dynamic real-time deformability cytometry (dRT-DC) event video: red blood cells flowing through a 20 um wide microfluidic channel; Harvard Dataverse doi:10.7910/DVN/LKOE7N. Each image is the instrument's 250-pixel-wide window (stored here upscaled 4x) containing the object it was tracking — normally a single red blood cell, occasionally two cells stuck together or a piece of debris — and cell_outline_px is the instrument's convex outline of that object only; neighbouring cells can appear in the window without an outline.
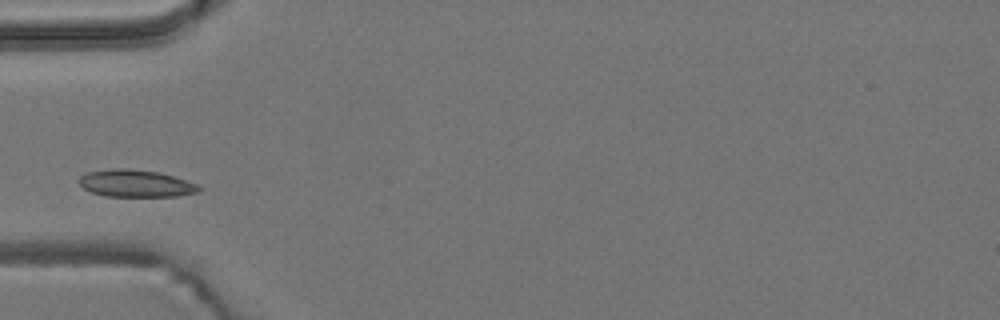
{"species": "common noctule bat (a hibernating species)", "species_latin": "Nyctalus noctula", "temperature_condition": "room temperature", "stored_images_in_passage": 2, "camera_frame_rate_fps": 3000, "um_per_image_px": 0.085, "animal": {"sex": "male", "body_mass_g": 19.2, "forearm_length_mm": 51.8}, "frame": {"image": 1, "passage_image": 1, "time_ms": 0.0, "image_size_px": [1000, 320], "cell_outline_px": [[204, 188], [196, 192], [176, 196], [104, 196], [92, 192], [84, 188], [80, 184], [80, 176], [88, 172], [112, 168], [128, 168], [160, 172], [196, 184]], "centroid_in_image_um": [11.53, 15.58], "position_along_channel_um": 73.5, "area_um2": 18.84}}
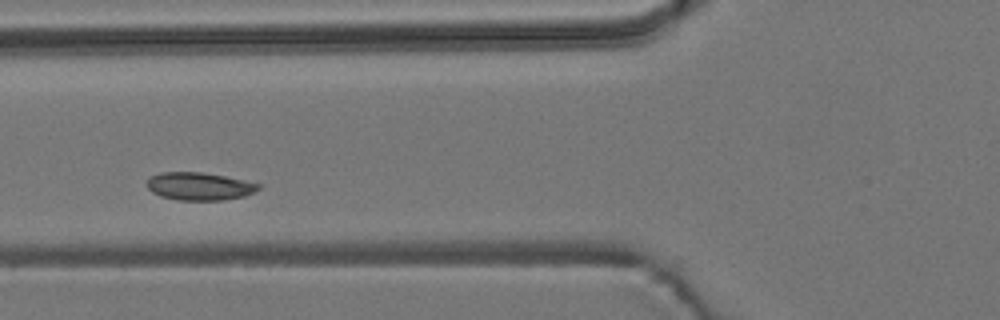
{"frame": {"image": 2, "passage_image": 2, "time_ms": 0.333, "image_size_px": [1000, 320], "cell_outline_px": [[260, 188], [244, 196], [224, 200], [176, 200], [160, 196], [152, 192], [148, 188], [148, 176], [160, 172], [200, 172], [224, 176], [244, 180], [260, 184]], "centroid_in_image_um": [16.91, 15.83], "position_along_channel_um": 108.9, "area_um2": 18.03}}